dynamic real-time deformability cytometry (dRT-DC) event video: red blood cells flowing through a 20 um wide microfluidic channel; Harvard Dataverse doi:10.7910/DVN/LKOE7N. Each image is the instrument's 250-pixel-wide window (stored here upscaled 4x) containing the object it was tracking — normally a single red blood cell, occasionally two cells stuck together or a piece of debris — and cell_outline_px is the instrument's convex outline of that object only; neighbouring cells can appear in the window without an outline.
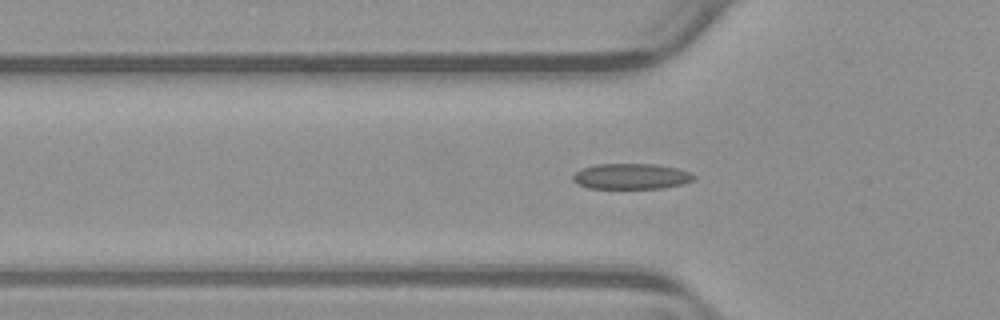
{"species": "common noctule bat (a hibernating species)", "species_latin": "Nyctalus noctula", "temperature_condition": "warm", "stored_images_in_passage": 34, "camera_frame_rate_fps": 3000, "um_per_image_px": 0.085, "animal": {"sex": "male", "body_mass_g": 23.1, "forearm_length_mm": 52.7}, "frame": {"image": 1, "passage_image": 5, "time_ms": 1.333, "image_size_px": [1000, 320], "cell_outline_px": [[696, 176], [692, 180], [684, 184], [660, 188], [588, 188], [572, 180], [572, 176], [576, 172], [584, 168], [596, 164], [656, 164], [676, 168], [688, 172]], "centroid_in_image_um": [53.65, 14.99], "position_along_channel_um": 72.1, "area_um2": 17.86}}
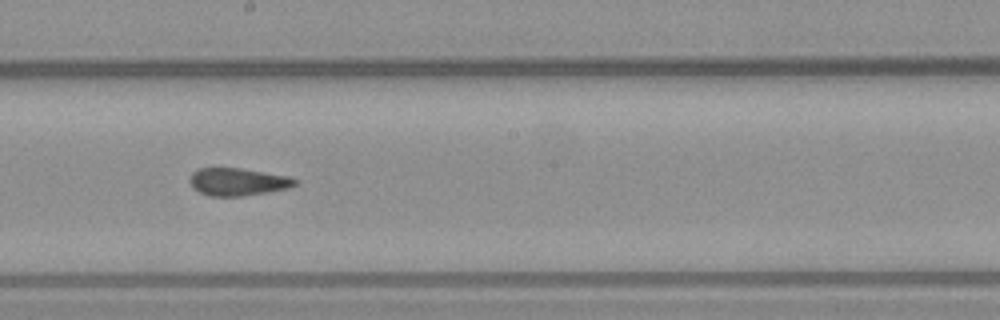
{"frame": {"image": 2, "passage_image": 17, "time_ms": 5.333, "image_size_px": [1000, 320], "cell_outline_px": [[300, 180], [296, 184], [288, 188], [268, 192], [240, 196], [208, 196], [200, 192], [188, 180], [192, 172], [196, 168], [240, 168], [288, 176]], "centroid_in_image_um": [20.22, 15.45], "position_along_channel_um": 228.0, "area_um2": 16.88}}
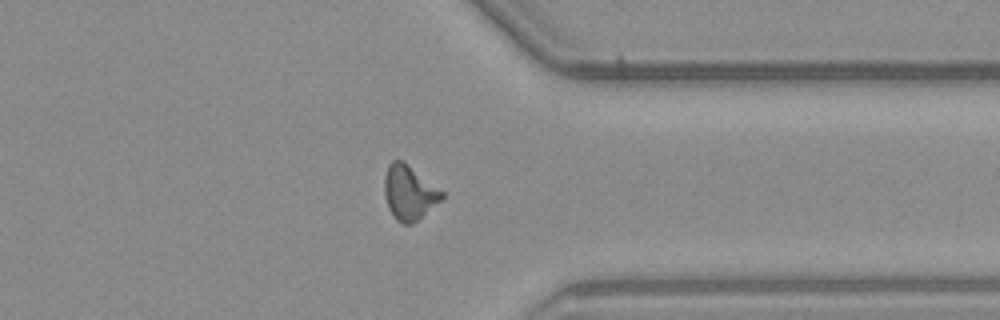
{"frame": {"image": 3, "passage_image": 29, "time_ms": 9.333, "image_size_px": [1000, 320], "cell_outline_px": [[444, 196], [440, 200], [412, 224], [404, 224], [396, 220], [388, 208], [384, 196], [384, 176], [388, 164], [392, 160], [404, 160], [444, 192]], "centroid_in_image_um": [34.74, 16.34], "position_along_channel_um": 376.7, "area_um2": 18.26}, "authors_computed_cell_mechanics": {"area_um2": 17.5423, "velocity_mm_per_s": 3.8671, "shape_relaxation_time_tau1_ms": null, "shape_relaxation_time_tau2_ms": 1.6524, "deformation_change_tau1": null, "deformation_change_tau2": 0.0942}}